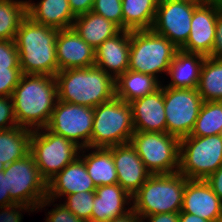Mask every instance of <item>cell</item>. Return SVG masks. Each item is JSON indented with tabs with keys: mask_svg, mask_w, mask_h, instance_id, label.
<instances>
[{
	"mask_svg": "<svg viewBox=\"0 0 222 222\" xmlns=\"http://www.w3.org/2000/svg\"><path fill=\"white\" fill-rule=\"evenodd\" d=\"M112 157L117 171L118 184L133 196L152 175L128 142L112 146Z\"/></svg>",
	"mask_w": 222,
	"mask_h": 222,
	"instance_id": "cell-16",
	"label": "cell"
},
{
	"mask_svg": "<svg viewBox=\"0 0 222 222\" xmlns=\"http://www.w3.org/2000/svg\"><path fill=\"white\" fill-rule=\"evenodd\" d=\"M179 222V213H160L145 216L141 218V222Z\"/></svg>",
	"mask_w": 222,
	"mask_h": 222,
	"instance_id": "cell-42",
	"label": "cell"
},
{
	"mask_svg": "<svg viewBox=\"0 0 222 222\" xmlns=\"http://www.w3.org/2000/svg\"><path fill=\"white\" fill-rule=\"evenodd\" d=\"M70 8L75 16L92 11L94 0H68Z\"/></svg>",
	"mask_w": 222,
	"mask_h": 222,
	"instance_id": "cell-41",
	"label": "cell"
},
{
	"mask_svg": "<svg viewBox=\"0 0 222 222\" xmlns=\"http://www.w3.org/2000/svg\"><path fill=\"white\" fill-rule=\"evenodd\" d=\"M58 29L45 26L26 16L14 42L22 74L55 76L58 73L56 38Z\"/></svg>",
	"mask_w": 222,
	"mask_h": 222,
	"instance_id": "cell-2",
	"label": "cell"
},
{
	"mask_svg": "<svg viewBox=\"0 0 222 222\" xmlns=\"http://www.w3.org/2000/svg\"><path fill=\"white\" fill-rule=\"evenodd\" d=\"M162 82L152 75L127 70L115 80V97L130 103L153 93L161 87Z\"/></svg>",
	"mask_w": 222,
	"mask_h": 222,
	"instance_id": "cell-26",
	"label": "cell"
},
{
	"mask_svg": "<svg viewBox=\"0 0 222 222\" xmlns=\"http://www.w3.org/2000/svg\"><path fill=\"white\" fill-rule=\"evenodd\" d=\"M205 181L210 185L214 193L222 200V165Z\"/></svg>",
	"mask_w": 222,
	"mask_h": 222,
	"instance_id": "cell-40",
	"label": "cell"
},
{
	"mask_svg": "<svg viewBox=\"0 0 222 222\" xmlns=\"http://www.w3.org/2000/svg\"><path fill=\"white\" fill-rule=\"evenodd\" d=\"M12 98L18 126L32 131L45 128L58 101L55 77L22 74Z\"/></svg>",
	"mask_w": 222,
	"mask_h": 222,
	"instance_id": "cell-1",
	"label": "cell"
},
{
	"mask_svg": "<svg viewBox=\"0 0 222 222\" xmlns=\"http://www.w3.org/2000/svg\"><path fill=\"white\" fill-rule=\"evenodd\" d=\"M181 211L214 222L222 217V200L203 179H188Z\"/></svg>",
	"mask_w": 222,
	"mask_h": 222,
	"instance_id": "cell-19",
	"label": "cell"
},
{
	"mask_svg": "<svg viewBox=\"0 0 222 222\" xmlns=\"http://www.w3.org/2000/svg\"><path fill=\"white\" fill-rule=\"evenodd\" d=\"M96 186L89 176L84 160L78 156L47 183V197L38 205V210L53 205L57 200L69 194L95 191ZM52 203V204H51Z\"/></svg>",
	"mask_w": 222,
	"mask_h": 222,
	"instance_id": "cell-15",
	"label": "cell"
},
{
	"mask_svg": "<svg viewBox=\"0 0 222 222\" xmlns=\"http://www.w3.org/2000/svg\"><path fill=\"white\" fill-rule=\"evenodd\" d=\"M93 202L91 219L98 222H108L132 208V196L118 183L97 186Z\"/></svg>",
	"mask_w": 222,
	"mask_h": 222,
	"instance_id": "cell-21",
	"label": "cell"
},
{
	"mask_svg": "<svg viewBox=\"0 0 222 222\" xmlns=\"http://www.w3.org/2000/svg\"><path fill=\"white\" fill-rule=\"evenodd\" d=\"M92 11L114 22L123 30L122 0H94Z\"/></svg>",
	"mask_w": 222,
	"mask_h": 222,
	"instance_id": "cell-33",
	"label": "cell"
},
{
	"mask_svg": "<svg viewBox=\"0 0 222 222\" xmlns=\"http://www.w3.org/2000/svg\"><path fill=\"white\" fill-rule=\"evenodd\" d=\"M187 180L179 172L151 175L132 196V208L140 219L153 214L179 213Z\"/></svg>",
	"mask_w": 222,
	"mask_h": 222,
	"instance_id": "cell-4",
	"label": "cell"
},
{
	"mask_svg": "<svg viewBox=\"0 0 222 222\" xmlns=\"http://www.w3.org/2000/svg\"><path fill=\"white\" fill-rule=\"evenodd\" d=\"M79 156L84 160L87 172L96 187L118 183L117 171L112 157V147L81 148Z\"/></svg>",
	"mask_w": 222,
	"mask_h": 222,
	"instance_id": "cell-24",
	"label": "cell"
},
{
	"mask_svg": "<svg viewBox=\"0 0 222 222\" xmlns=\"http://www.w3.org/2000/svg\"><path fill=\"white\" fill-rule=\"evenodd\" d=\"M210 57L216 60H222V9L216 19L215 41Z\"/></svg>",
	"mask_w": 222,
	"mask_h": 222,
	"instance_id": "cell-39",
	"label": "cell"
},
{
	"mask_svg": "<svg viewBox=\"0 0 222 222\" xmlns=\"http://www.w3.org/2000/svg\"><path fill=\"white\" fill-rule=\"evenodd\" d=\"M94 108L57 101L46 128L80 148L91 147Z\"/></svg>",
	"mask_w": 222,
	"mask_h": 222,
	"instance_id": "cell-12",
	"label": "cell"
},
{
	"mask_svg": "<svg viewBox=\"0 0 222 222\" xmlns=\"http://www.w3.org/2000/svg\"><path fill=\"white\" fill-rule=\"evenodd\" d=\"M130 143L152 174H173L179 170L180 139L168 133L135 131Z\"/></svg>",
	"mask_w": 222,
	"mask_h": 222,
	"instance_id": "cell-9",
	"label": "cell"
},
{
	"mask_svg": "<svg viewBox=\"0 0 222 222\" xmlns=\"http://www.w3.org/2000/svg\"><path fill=\"white\" fill-rule=\"evenodd\" d=\"M179 222H210L209 220L203 219L197 215L186 213L183 211L179 212Z\"/></svg>",
	"mask_w": 222,
	"mask_h": 222,
	"instance_id": "cell-45",
	"label": "cell"
},
{
	"mask_svg": "<svg viewBox=\"0 0 222 222\" xmlns=\"http://www.w3.org/2000/svg\"><path fill=\"white\" fill-rule=\"evenodd\" d=\"M3 173L6 175L11 200L36 211L47 197V182L42 178L33 156L28 154L21 160L12 162L5 166Z\"/></svg>",
	"mask_w": 222,
	"mask_h": 222,
	"instance_id": "cell-10",
	"label": "cell"
},
{
	"mask_svg": "<svg viewBox=\"0 0 222 222\" xmlns=\"http://www.w3.org/2000/svg\"><path fill=\"white\" fill-rule=\"evenodd\" d=\"M27 16V0H0V40H14Z\"/></svg>",
	"mask_w": 222,
	"mask_h": 222,
	"instance_id": "cell-30",
	"label": "cell"
},
{
	"mask_svg": "<svg viewBox=\"0 0 222 222\" xmlns=\"http://www.w3.org/2000/svg\"><path fill=\"white\" fill-rule=\"evenodd\" d=\"M214 222H222V217L218 218L217 220H215Z\"/></svg>",
	"mask_w": 222,
	"mask_h": 222,
	"instance_id": "cell-48",
	"label": "cell"
},
{
	"mask_svg": "<svg viewBox=\"0 0 222 222\" xmlns=\"http://www.w3.org/2000/svg\"><path fill=\"white\" fill-rule=\"evenodd\" d=\"M53 206L54 208L50 211L48 210V214L46 213L45 222H82L63 203H55Z\"/></svg>",
	"mask_w": 222,
	"mask_h": 222,
	"instance_id": "cell-38",
	"label": "cell"
},
{
	"mask_svg": "<svg viewBox=\"0 0 222 222\" xmlns=\"http://www.w3.org/2000/svg\"><path fill=\"white\" fill-rule=\"evenodd\" d=\"M17 125L12 96H0V130L11 129Z\"/></svg>",
	"mask_w": 222,
	"mask_h": 222,
	"instance_id": "cell-36",
	"label": "cell"
},
{
	"mask_svg": "<svg viewBox=\"0 0 222 222\" xmlns=\"http://www.w3.org/2000/svg\"><path fill=\"white\" fill-rule=\"evenodd\" d=\"M72 28L94 49L122 30L114 22L93 11L76 16Z\"/></svg>",
	"mask_w": 222,
	"mask_h": 222,
	"instance_id": "cell-25",
	"label": "cell"
},
{
	"mask_svg": "<svg viewBox=\"0 0 222 222\" xmlns=\"http://www.w3.org/2000/svg\"><path fill=\"white\" fill-rule=\"evenodd\" d=\"M222 135V101H203L189 136Z\"/></svg>",
	"mask_w": 222,
	"mask_h": 222,
	"instance_id": "cell-31",
	"label": "cell"
},
{
	"mask_svg": "<svg viewBox=\"0 0 222 222\" xmlns=\"http://www.w3.org/2000/svg\"><path fill=\"white\" fill-rule=\"evenodd\" d=\"M82 222H98V221L92 220V219H87V220H82Z\"/></svg>",
	"mask_w": 222,
	"mask_h": 222,
	"instance_id": "cell-47",
	"label": "cell"
},
{
	"mask_svg": "<svg viewBox=\"0 0 222 222\" xmlns=\"http://www.w3.org/2000/svg\"><path fill=\"white\" fill-rule=\"evenodd\" d=\"M130 30H121L95 49L94 66L102 69L114 80L129 67Z\"/></svg>",
	"mask_w": 222,
	"mask_h": 222,
	"instance_id": "cell-20",
	"label": "cell"
},
{
	"mask_svg": "<svg viewBox=\"0 0 222 222\" xmlns=\"http://www.w3.org/2000/svg\"><path fill=\"white\" fill-rule=\"evenodd\" d=\"M135 132L130 103L117 97L94 108L92 148L128 143Z\"/></svg>",
	"mask_w": 222,
	"mask_h": 222,
	"instance_id": "cell-6",
	"label": "cell"
},
{
	"mask_svg": "<svg viewBox=\"0 0 222 222\" xmlns=\"http://www.w3.org/2000/svg\"><path fill=\"white\" fill-rule=\"evenodd\" d=\"M178 48L152 29L130 31L128 70L152 75L161 80L168 73ZM160 77V78H159Z\"/></svg>",
	"mask_w": 222,
	"mask_h": 222,
	"instance_id": "cell-5",
	"label": "cell"
},
{
	"mask_svg": "<svg viewBox=\"0 0 222 222\" xmlns=\"http://www.w3.org/2000/svg\"><path fill=\"white\" fill-rule=\"evenodd\" d=\"M20 68L19 55L14 40H0V70Z\"/></svg>",
	"mask_w": 222,
	"mask_h": 222,
	"instance_id": "cell-34",
	"label": "cell"
},
{
	"mask_svg": "<svg viewBox=\"0 0 222 222\" xmlns=\"http://www.w3.org/2000/svg\"><path fill=\"white\" fill-rule=\"evenodd\" d=\"M35 212V210L23 204H11L0 206V222H22L23 215L21 212Z\"/></svg>",
	"mask_w": 222,
	"mask_h": 222,
	"instance_id": "cell-37",
	"label": "cell"
},
{
	"mask_svg": "<svg viewBox=\"0 0 222 222\" xmlns=\"http://www.w3.org/2000/svg\"><path fill=\"white\" fill-rule=\"evenodd\" d=\"M22 76L20 68L0 70V96H12Z\"/></svg>",
	"mask_w": 222,
	"mask_h": 222,
	"instance_id": "cell-35",
	"label": "cell"
},
{
	"mask_svg": "<svg viewBox=\"0 0 222 222\" xmlns=\"http://www.w3.org/2000/svg\"><path fill=\"white\" fill-rule=\"evenodd\" d=\"M130 107L135 131L166 133L163 83L153 93L131 101Z\"/></svg>",
	"mask_w": 222,
	"mask_h": 222,
	"instance_id": "cell-18",
	"label": "cell"
},
{
	"mask_svg": "<svg viewBox=\"0 0 222 222\" xmlns=\"http://www.w3.org/2000/svg\"><path fill=\"white\" fill-rule=\"evenodd\" d=\"M108 222H141V219L136 211L131 208L126 213L122 214L121 216L115 217Z\"/></svg>",
	"mask_w": 222,
	"mask_h": 222,
	"instance_id": "cell-44",
	"label": "cell"
},
{
	"mask_svg": "<svg viewBox=\"0 0 222 222\" xmlns=\"http://www.w3.org/2000/svg\"><path fill=\"white\" fill-rule=\"evenodd\" d=\"M5 169V165L0 162V173L3 172Z\"/></svg>",
	"mask_w": 222,
	"mask_h": 222,
	"instance_id": "cell-46",
	"label": "cell"
},
{
	"mask_svg": "<svg viewBox=\"0 0 222 222\" xmlns=\"http://www.w3.org/2000/svg\"><path fill=\"white\" fill-rule=\"evenodd\" d=\"M197 90L203 101H222V60L205 57Z\"/></svg>",
	"mask_w": 222,
	"mask_h": 222,
	"instance_id": "cell-29",
	"label": "cell"
},
{
	"mask_svg": "<svg viewBox=\"0 0 222 222\" xmlns=\"http://www.w3.org/2000/svg\"><path fill=\"white\" fill-rule=\"evenodd\" d=\"M14 204L7 190L6 175L0 173V206H8Z\"/></svg>",
	"mask_w": 222,
	"mask_h": 222,
	"instance_id": "cell-43",
	"label": "cell"
},
{
	"mask_svg": "<svg viewBox=\"0 0 222 222\" xmlns=\"http://www.w3.org/2000/svg\"><path fill=\"white\" fill-rule=\"evenodd\" d=\"M203 103L197 89L164 85L166 133L182 139L190 135Z\"/></svg>",
	"mask_w": 222,
	"mask_h": 222,
	"instance_id": "cell-11",
	"label": "cell"
},
{
	"mask_svg": "<svg viewBox=\"0 0 222 222\" xmlns=\"http://www.w3.org/2000/svg\"><path fill=\"white\" fill-rule=\"evenodd\" d=\"M159 0H122L123 30L151 29Z\"/></svg>",
	"mask_w": 222,
	"mask_h": 222,
	"instance_id": "cell-28",
	"label": "cell"
},
{
	"mask_svg": "<svg viewBox=\"0 0 222 222\" xmlns=\"http://www.w3.org/2000/svg\"><path fill=\"white\" fill-rule=\"evenodd\" d=\"M33 131L20 126L0 130V162L5 166L30 154Z\"/></svg>",
	"mask_w": 222,
	"mask_h": 222,
	"instance_id": "cell-27",
	"label": "cell"
},
{
	"mask_svg": "<svg viewBox=\"0 0 222 222\" xmlns=\"http://www.w3.org/2000/svg\"><path fill=\"white\" fill-rule=\"evenodd\" d=\"M58 72L92 67L95 64V49L83 40L73 28L58 30L56 38Z\"/></svg>",
	"mask_w": 222,
	"mask_h": 222,
	"instance_id": "cell-17",
	"label": "cell"
},
{
	"mask_svg": "<svg viewBox=\"0 0 222 222\" xmlns=\"http://www.w3.org/2000/svg\"><path fill=\"white\" fill-rule=\"evenodd\" d=\"M80 151L81 148L73 141L53 133L46 127L32 133L30 154L47 183L74 161L80 155Z\"/></svg>",
	"mask_w": 222,
	"mask_h": 222,
	"instance_id": "cell-7",
	"label": "cell"
},
{
	"mask_svg": "<svg viewBox=\"0 0 222 222\" xmlns=\"http://www.w3.org/2000/svg\"><path fill=\"white\" fill-rule=\"evenodd\" d=\"M205 56L198 53H189L178 49L170 64L166 76L170 77L166 87L169 88H193L197 89L201 68Z\"/></svg>",
	"mask_w": 222,
	"mask_h": 222,
	"instance_id": "cell-23",
	"label": "cell"
},
{
	"mask_svg": "<svg viewBox=\"0 0 222 222\" xmlns=\"http://www.w3.org/2000/svg\"><path fill=\"white\" fill-rule=\"evenodd\" d=\"M204 0H159L152 30L169 39L178 49L191 30L194 10Z\"/></svg>",
	"mask_w": 222,
	"mask_h": 222,
	"instance_id": "cell-13",
	"label": "cell"
},
{
	"mask_svg": "<svg viewBox=\"0 0 222 222\" xmlns=\"http://www.w3.org/2000/svg\"><path fill=\"white\" fill-rule=\"evenodd\" d=\"M54 77L59 101L95 108L115 97V80L96 66L59 71Z\"/></svg>",
	"mask_w": 222,
	"mask_h": 222,
	"instance_id": "cell-3",
	"label": "cell"
},
{
	"mask_svg": "<svg viewBox=\"0 0 222 222\" xmlns=\"http://www.w3.org/2000/svg\"><path fill=\"white\" fill-rule=\"evenodd\" d=\"M95 191H82L66 195L64 206H66L76 217L81 220L91 219L94 205Z\"/></svg>",
	"mask_w": 222,
	"mask_h": 222,
	"instance_id": "cell-32",
	"label": "cell"
},
{
	"mask_svg": "<svg viewBox=\"0 0 222 222\" xmlns=\"http://www.w3.org/2000/svg\"><path fill=\"white\" fill-rule=\"evenodd\" d=\"M27 16L39 24L58 30L72 28L76 18L68 0H40L37 3L28 0Z\"/></svg>",
	"mask_w": 222,
	"mask_h": 222,
	"instance_id": "cell-22",
	"label": "cell"
},
{
	"mask_svg": "<svg viewBox=\"0 0 222 222\" xmlns=\"http://www.w3.org/2000/svg\"><path fill=\"white\" fill-rule=\"evenodd\" d=\"M222 165V135L180 139L179 170L187 179H203Z\"/></svg>",
	"mask_w": 222,
	"mask_h": 222,
	"instance_id": "cell-8",
	"label": "cell"
},
{
	"mask_svg": "<svg viewBox=\"0 0 222 222\" xmlns=\"http://www.w3.org/2000/svg\"><path fill=\"white\" fill-rule=\"evenodd\" d=\"M221 9L222 1L204 0L194 10L189 37L180 49L210 57L215 41L216 19Z\"/></svg>",
	"mask_w": 222,
	"mask_h": 222,
	"instance_id": "cell-14",
	"label": "cell"
}]
</instances>
